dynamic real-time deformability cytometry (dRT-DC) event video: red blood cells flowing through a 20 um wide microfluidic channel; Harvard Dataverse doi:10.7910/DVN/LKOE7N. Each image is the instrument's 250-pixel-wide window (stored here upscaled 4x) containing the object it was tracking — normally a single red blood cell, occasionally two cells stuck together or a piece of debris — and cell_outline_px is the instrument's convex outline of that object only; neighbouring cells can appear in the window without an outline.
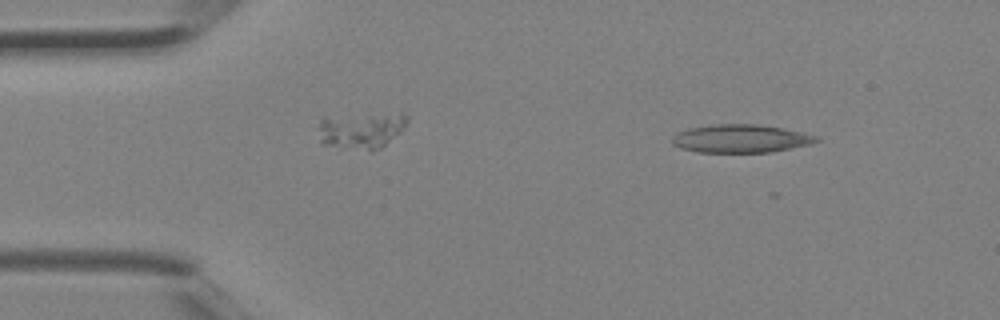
{"species": "Egyptian fruit bat (a non-hibernating species)", "species_latin": "Rousettus aegyptiacus", "temperature_condition": "room temperature", "stored_images_in_passage": 3, "camera_frame_rate_fps": 3000, "um_per_image_px": 0.085, "animal": {"sex": "female"}, "frame": {"image": 1, "passage_image": 1, "time_ms": 0.0, "image_size_px": [1000, 320], "cell_outline_px": [[820, 140], [812, 144], [772, 152], [696, 152], [680, 148], [672, 144], [672, 136], [688, 128], [712, 124], [756, 124], [784, 128], [820, 136]], "centroid_in_image_um": [62.99, 11.78], "position_along_channel_um": 22.0, "area_um2": 23.87}}